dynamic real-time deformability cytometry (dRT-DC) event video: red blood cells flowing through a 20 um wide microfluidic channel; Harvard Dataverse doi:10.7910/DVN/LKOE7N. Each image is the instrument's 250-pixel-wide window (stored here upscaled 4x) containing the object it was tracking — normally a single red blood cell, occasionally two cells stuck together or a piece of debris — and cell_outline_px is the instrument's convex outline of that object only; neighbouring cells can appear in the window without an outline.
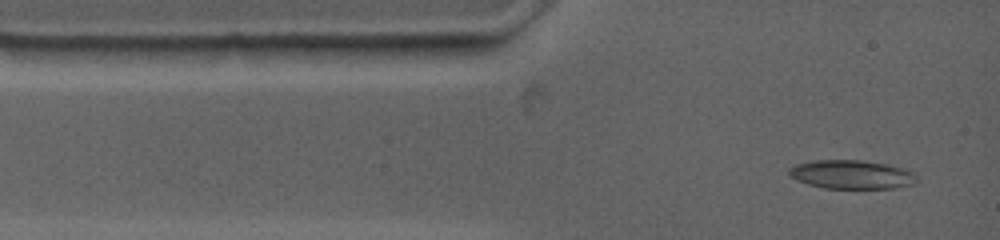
{"species": "common noctule bat (a hibernating species)", "species_latin": "Nyctalus noctula", "temperature_condition": "warm", "stored_images_in_passage": 9, "camera_frame_rate_fps": 4500, "um_per_image_px": 0.085, "animal": {"sex": "female", "body_mass_g": 19.0, "forearm_length_mm": 53.3}, "frame": {"image": 1, "passage_image": 1, "time_ms": 0.0, "image_size_px": [1000, 240], "cell_outline_px": [[912, 172], [904, 184], [892, 188], [824, 188], [808, 184], [792, 176], [788, 172], [796, 164], [816, 160], [860, 160], [888, 164]], "centroid_in_image_um": [72.23, 14.81], "position_along_channel_um": 12.8, "area_um2": 20.23}}
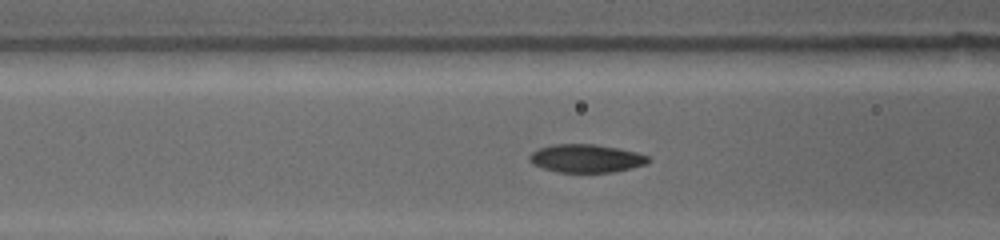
{"frame": {"image": 2, "passage_image": 6, "time_ms": 3.556, "image_size_px": [1000, 240], "cell_outline_px": [[648, 160], [644, 164], [612, 172], [560, 172], [544, 168], [532, 164], [528, 160], [528, 156], [532, 152], [540, 148], [552, 144], [596, 144], [636, 152], [648, 156]], "centroid_in_image_um": [49.75, 13.45], "position_along_channel_um": 116.8, "area_um2": 19.19}}
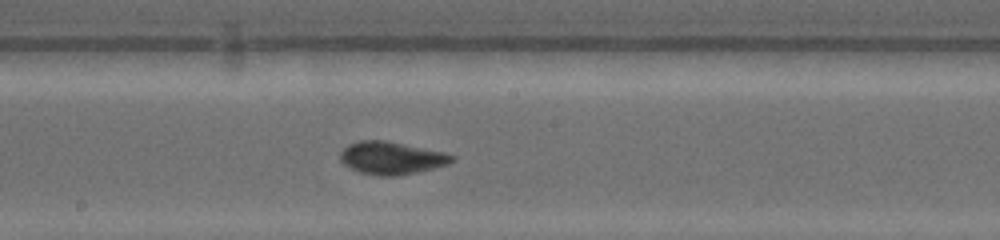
{"frame": {"image": 3, "passage_image": 9, "time_ms": 6.222, "image_size_px": [1000, 240], "cell_outline_px": [[456, 160], [448, 164], [400, 176], [380, 176], [360, 172], [348, 168], [340, 160], [340, 152], [348, 144], [360, 140], [384, 140], [444, 152], [456, 156]], "centroid_in_image_um": [33.26, 13.43], "position_along_channel_um": 214.9, "area_um2": 21.33}}